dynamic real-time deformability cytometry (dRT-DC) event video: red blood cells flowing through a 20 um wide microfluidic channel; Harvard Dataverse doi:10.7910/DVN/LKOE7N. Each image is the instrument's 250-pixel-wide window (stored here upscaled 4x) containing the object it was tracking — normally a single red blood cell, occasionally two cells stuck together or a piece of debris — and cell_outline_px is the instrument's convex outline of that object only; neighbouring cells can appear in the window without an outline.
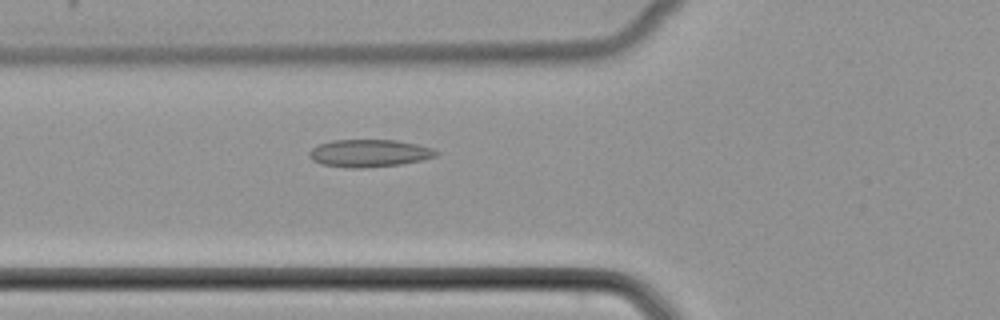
{"species": "common noctule bat (a hibernating species)", "species_latin": "Nyctalus noctula", "temperature_condition": "cold", "stored_images_in_passage": 52, "camera_frame_rate_fps": 3000, "um_per_image_px": 0.085, "animal": {"sex": "female", "body_mass_g": 22.7, "forearm_length_mm": 54.2}, "frame": {"image": 1, "passage_image": 20, "time_ms": 6.333, "image_size_px": [1000, 320], "cell_outline_px": [[440, 152], [436, 156], [420, 160], [400, 164], [364, 168], [348, 168], [320, 164], [312, 160], [308, 156], [308, 152], [312, 148], [320, 144], [332, 140], [396, 140], [416, 144], [432, 148]], "centroid_in_image_um": [31.35, 13.02], "position_along_channel_um": 94.5, "area_um2": 20.35}}
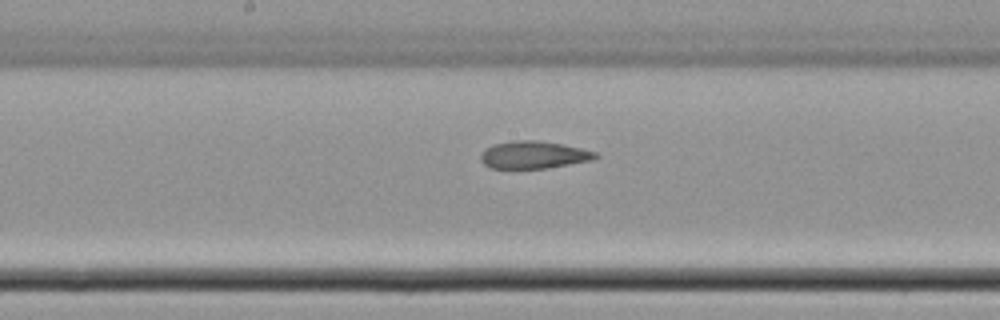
{"frame": {"image": 2, "passage_image": 28, "time_ms": 9.0, "image_size_px": [1000, 320], "cell_outline_px": [[600, 156], [592, 160], [548, 168], [492, 168], [484, 164], [480, 160], [480, 156], [488, 148], [496, 144], [516, 140], [540, 140], [580, 148], [596, 152]], "centroid_in_image_um": [45.4, 13.17], "position_along_channel_um": 202.8, "area_um2": 18.09}}
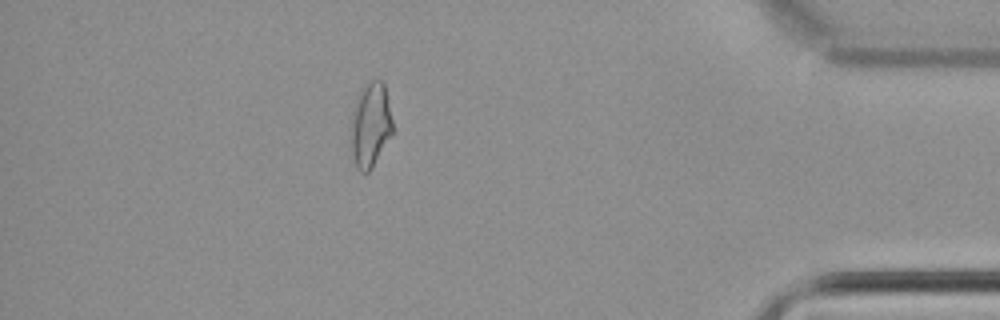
{"frame": {"image": 3, "passage_image": 46, "time_ms": 15.0, "image_size_px": [1000, 320], "cell_outline_px": [[392, 132], [372, 168], [368, 172], [360, 172], [356, 168], [348, 136], [356, 100], [360, 88], [368, 80], [380, 80], [384, 84], [392, 120]], "centroid_in_image_um": [31.44, 10.62], "position_along_channel_um": 403.8, "area_um2": 20.63}}